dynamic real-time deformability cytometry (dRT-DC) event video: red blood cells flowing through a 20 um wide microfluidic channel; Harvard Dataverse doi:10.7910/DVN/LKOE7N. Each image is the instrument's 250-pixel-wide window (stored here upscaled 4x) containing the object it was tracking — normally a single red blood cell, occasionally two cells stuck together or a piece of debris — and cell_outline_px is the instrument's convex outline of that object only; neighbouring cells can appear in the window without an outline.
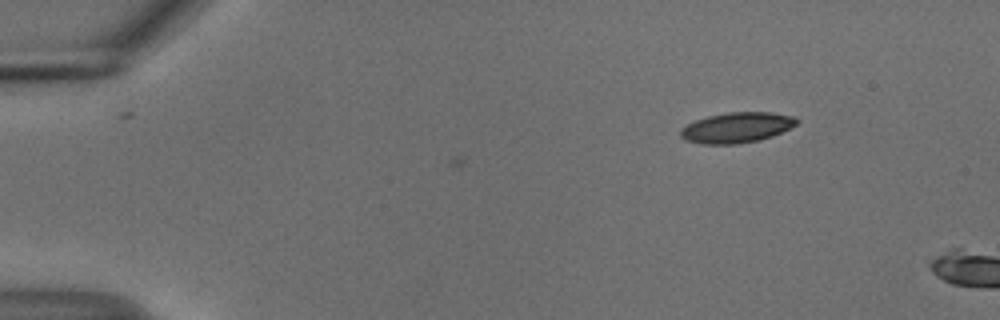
{"species": "common noctule bat (a hibernating species)", "species_latin": "Nyctalus noctula", "temperature_condition": "cold", "stored_images_in_passage": 4, "camera_frame_rate_fps": 3000, "um_per_image_px": 0.085, "animal": {"sex": "male", "body_mass_g": 18.8}, "frame": {"image": 1, "passage_image": 1, "time_ms": 0.0, "image_size_px": [1000, 320], "cell_outline_px": [[800, 120], [796, 124], [772, 136], [760, 140], [736, 144], [704, 144], [684, 140], [680, 136], [680, 128], [696, 120], [708, 116], [728, 112], [772, 112], [796, 116]], "centroid_in_image_um": [62.62, 10.84], "position_along_channel_um": 22.4, "area_um2": 20.63}}